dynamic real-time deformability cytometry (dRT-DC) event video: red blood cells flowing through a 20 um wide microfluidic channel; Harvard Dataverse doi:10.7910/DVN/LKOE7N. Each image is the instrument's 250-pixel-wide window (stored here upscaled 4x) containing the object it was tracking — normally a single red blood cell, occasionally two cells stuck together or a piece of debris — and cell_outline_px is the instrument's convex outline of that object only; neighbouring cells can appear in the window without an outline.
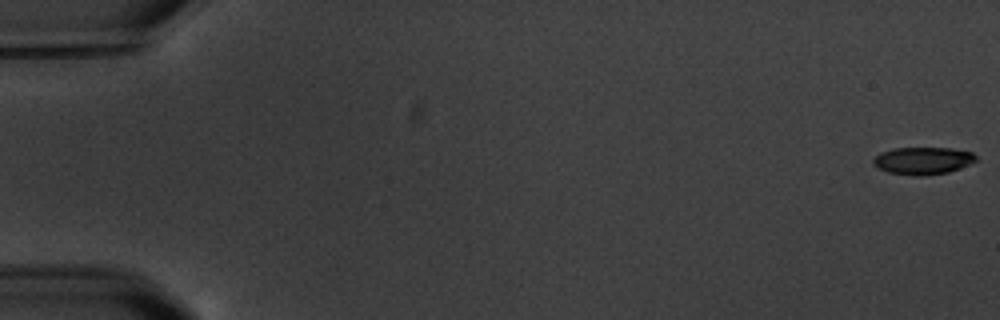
{"species": "common noctule bat (a hibernating species)", "species_latin": "Nyctalus noctula", "temperature_condition": "warm", "stored_images_in_passage": 6, "camera_frame_rate_fps": 3000, "um_per_image_px": 0.085, "animal": {"sex": "male", "body_mass_g": 20.1, "forearm_length_mm": 53.5}, "frame": {"image": 1, "passage_image": 1, "time_ms": 0.0, "image_size_px": [1000, 320], "cell_outline_px": [[976, 160], [972, 164], [948, 172], [924, 176], [912, 176], [888, 172], [872, 164], [872, 160], [880, 152], [892, 148], [948, 148], [972, 152], [976, 156]], "centroid_in_image_um": [78.44, 13.66], "position_along_channel_um": 6.6, "area_um2": 16.47}}